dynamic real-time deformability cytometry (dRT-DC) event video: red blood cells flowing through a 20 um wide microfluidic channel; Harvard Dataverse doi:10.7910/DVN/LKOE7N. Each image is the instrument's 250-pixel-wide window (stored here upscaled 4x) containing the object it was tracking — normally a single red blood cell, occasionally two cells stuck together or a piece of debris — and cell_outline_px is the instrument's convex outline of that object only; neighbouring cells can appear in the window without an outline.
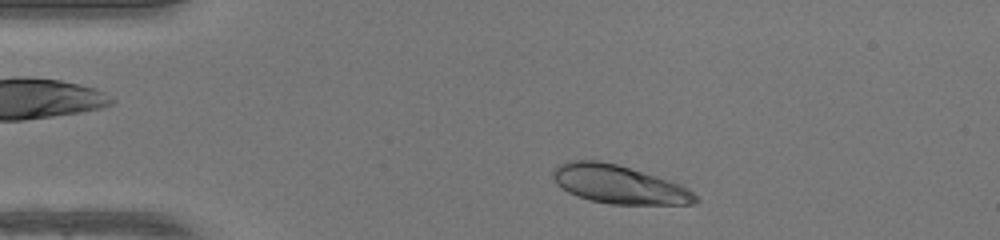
{"species": "human", "species_latin": "Homo sapiens", "temperature_condition": "warm", "stored_images_in_passage": 42, "camera_frame_rate_fps": 3000, "um_per_image_px": 0.085, "donor": {"sex": "female"}, "frame": {"image": 1, "passage_image": 3, "time_ms": 0.667, "image_size_px": [1000, 240], "cell_outline_px": [[700, 200], [696, 204], [608, 204], [576, 196], [568, 192], [556, 184], [552, 176], [552, 168], [568, 160], [600, 160], [616, 164], [656, 176], [680, 184], [688, 188]], "centroid_in_image_um": [52.57, 15.67], "position_along_channel_um": 32.4, "area_um2": 31.91}}
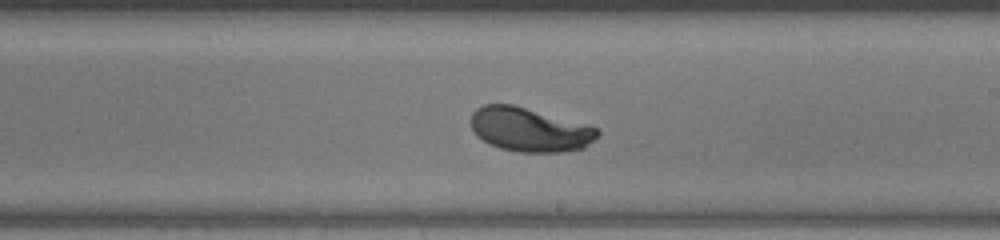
{"frame": {"image": 2, "passage_image": 22, "time_ms": 7.0, "image_size_px": [1000, 240], "cell_outline_px": [[600, 136], [584, 148], [564, 152], [520, 152], [500, 148], [488, 144], [476, 136], [472, 128], [472, 112], [476, 108], [484, 104], [512, 104], [592, 124], [600, 132]], "centroid_in_image_um": [45.07, 11.01], "position_along_channel_um": 243.9, "area_um2": 33.06}}
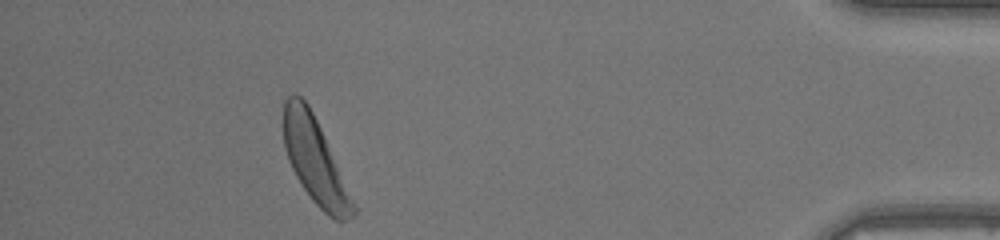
{"frame": {"image": 3, "passage_image": 38, "time_ms": 12.333, "image_size_px": [1000, 240], "cell_outline_px": [[356, 212], [352, 220], [336, 220], [328, 216], [312, 200], [296, 176], [288, 160], [284, 148], [284, 100], [288, 96], [300, 96], [308, 104], [324, 136], [356, 204]], "centroid_in_image_um": [26.79, 13.71], "position_along_channel_um": 408.4, "area_um2": 34.1}, "authors_computed_cell_mechanics": {"area_um2": 33.1483, "velocity_mm_per_s": 4.1658, "shape_relaxation_time_tau1_ms": 2.2782, "shape_relaxation_time_tau2_ms": null, "deformation_change_tau1": 0.1597, "deformation_change_tau2": null}}